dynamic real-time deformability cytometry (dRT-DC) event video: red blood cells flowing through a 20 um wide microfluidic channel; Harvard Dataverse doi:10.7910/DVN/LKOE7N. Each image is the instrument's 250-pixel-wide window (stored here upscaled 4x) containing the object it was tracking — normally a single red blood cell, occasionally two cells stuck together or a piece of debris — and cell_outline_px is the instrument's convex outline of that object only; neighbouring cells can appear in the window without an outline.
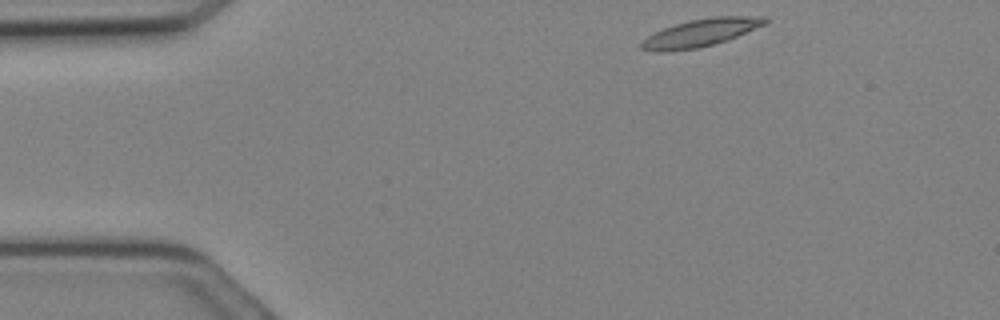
{"species": "Egyptian fruit bat (a non-hibernating species)", "species_latin": "Rousettus aegyptiacus", "temperature_condition": "cold", "stored_images_in_passage": 4, "camera_frame_rate_fps": 3000, "um_per_image_px": 0.085, "animal": {"sex": "female"}, "frame": {"image": 1, "passage_image": 1, "time_ms": 0.0, "image_size_px": [1000, 320], "cell_outline_px": [[768, 20], [764, 24], [728, 40], [700, 48], [664, 52], [656, 52], [640, 48], [640, 44], [648, 36], [664, 28], [688, 20], [712, 16], [768, 16]], "centroid_in_image_um": [59.56, 2.78], "position_along_channel_um": 25.4, "area_um2": 19.88}}